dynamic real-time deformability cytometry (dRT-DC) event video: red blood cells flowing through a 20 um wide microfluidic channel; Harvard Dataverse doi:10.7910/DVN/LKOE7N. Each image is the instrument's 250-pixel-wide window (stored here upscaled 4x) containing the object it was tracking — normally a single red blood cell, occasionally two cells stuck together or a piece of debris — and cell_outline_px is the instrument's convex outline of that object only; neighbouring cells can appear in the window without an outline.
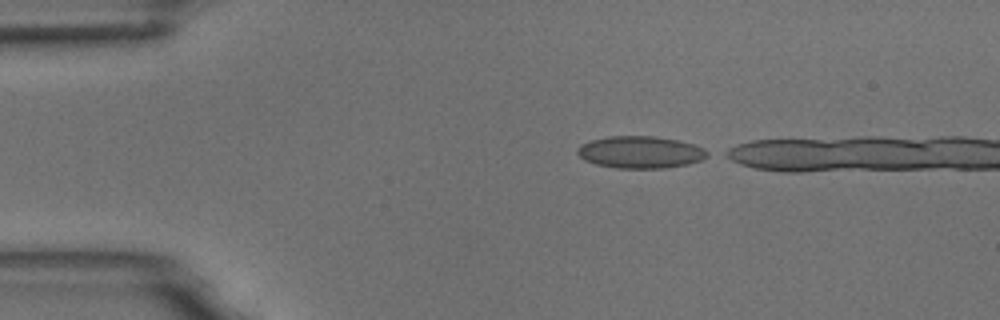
{"species": "common noctule bat (a hibernating species)", "species_latin": "Nyctalus noctula", "temperature_condition": "room temperature", "stored_images_in_passage": 11, "camera_frame_rate_fps": 3000, "um_per_image_px": 0.085, "animal": {"sex": "male", "body_mass_g": 18.8}, "frame": {"image": 1, "passage_image": 1, "time_ms": 0.0, "image_size_px": [1000, 320], "cell_outline_px": [[712, 152], [708, 156], [700, 160], [688, 164], [664, 168], [616, 168], [596, 164], [584, 160], [576, 152], [576, 148], [580, 144], [592, 140], [608, 136], [656, 136], [676, 140], [692, 144], [704, 148]], "centroid_in_image_um": [54.43, 12.93], "position_along_channel_um": 30.6, "area_um2": 24.39}}
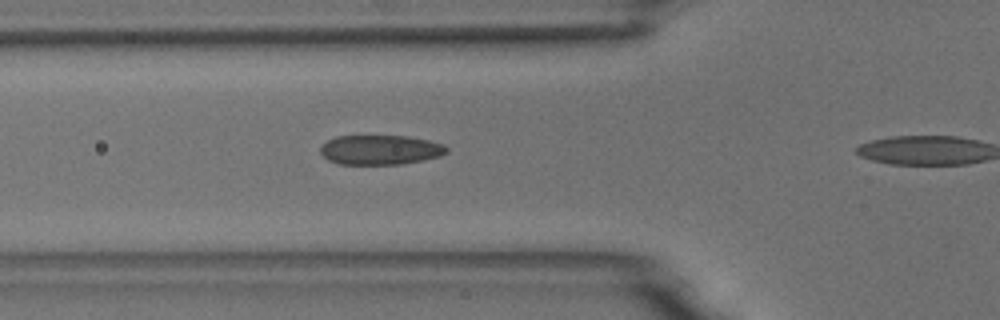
{"frame": {"image": 2, "passage_image": 10, "time_ms": 3.0, "image_size_px": [1000, 320], "cell_outline_px": [[448, 152], [440, 156], [424, 160], [400, 164], [340, 164], [328, 160], [320, 152], [320, 148], [328, 140], [336, 136], [408, 136], [428, 140], [444, 144], [448, 148]], "centroid_in_image_um": [32.35, 12.73], "position_along_channel_um": 93.4, "area_um2": 21.79}}